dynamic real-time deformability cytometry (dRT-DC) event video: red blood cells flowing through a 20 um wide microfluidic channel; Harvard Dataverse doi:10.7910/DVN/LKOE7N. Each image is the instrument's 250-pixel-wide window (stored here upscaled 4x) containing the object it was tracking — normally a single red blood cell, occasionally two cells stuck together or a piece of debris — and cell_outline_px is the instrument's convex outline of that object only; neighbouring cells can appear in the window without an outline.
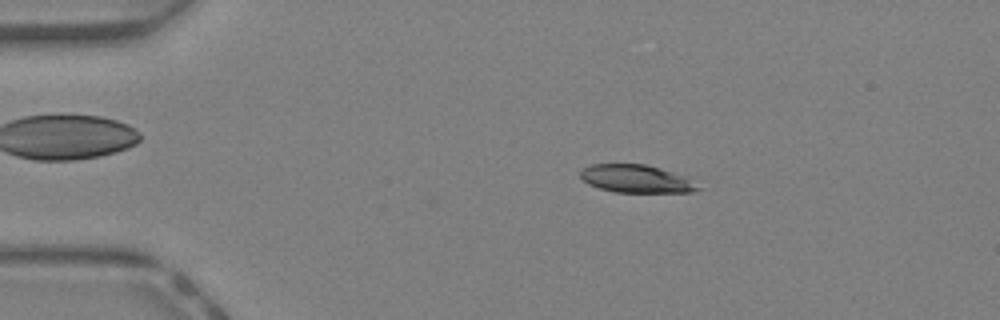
{"species": "Egyptian fruit bat (a non-hibernating species)", "species_latin": "Rousettus aegyptiacus", "temperature_condition": "warm", "stored_images_in_passage": 21, "camera_frame_rate_fps": 3000, "um_per_image_px": 0.085, "animal": {"sex": "female"}, "frame": {"image": 1, "passage_image": 8, "time_ms": 2.333, "image_size_px": [1000, 320], "cell_outline_px": [[704, 188], [692, 192], [616, 192], [600, 188], [588, 184], [580, 176], [580, 172], [584, 168], [592, 164], [644, 164], [660, 168], [684, 176]], "centroid_in_image_um": [54.1, 15.2], "position_along_channel_um": 30.9, "area_um2": 18.96}}
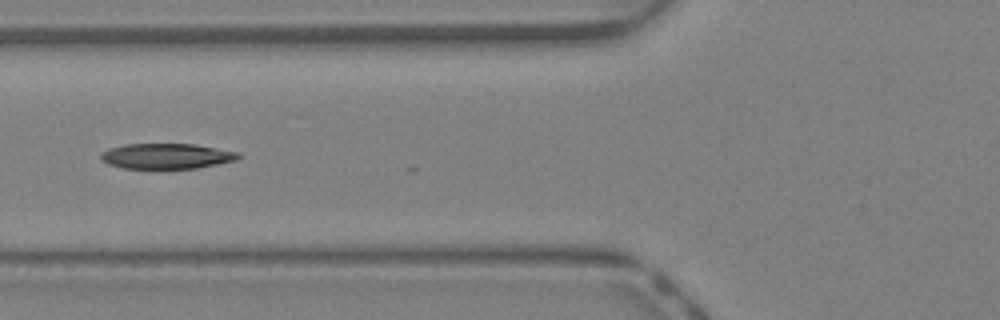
{"frame": {"image": 2, "passage_image": 17, "time_ms": 5.333, "image_size_px": [1000, 320], "cell_outline_px": [[240, 156], [236, 160], [196, 168], [124, 168], [108, 164], [100, 160], [100, 152], [108, 148], [124, 144], [196, 144], [240, 152]], "centroid_in_image_um": [14.12, 13.26], "position_along_channel_um": 111.7, "area_um2": 20.4}}
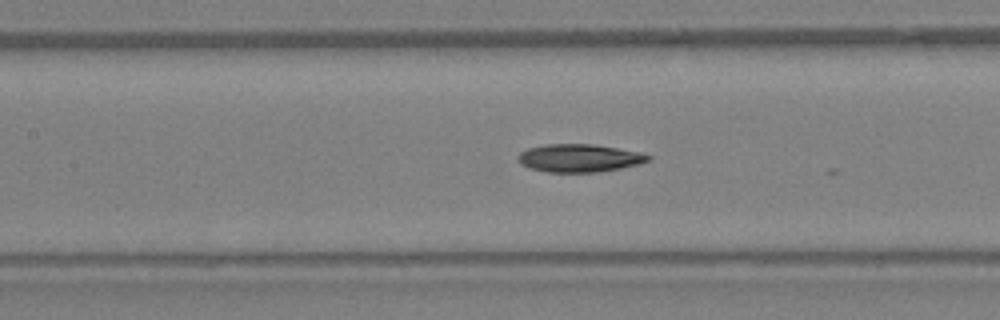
{"frame": {"image": 3, "passage_image": 20, "time_ms": 6.333, "image_size_px": [1000, 320], "cell_outline_px": [[652, 160], [640, 164], [600, 172], [548, 172], [528, 168], [520, 164], [520, 152], [528, 148], [544, 144], [596, 144], [640, 152], [652, 156]], "centroid_in_image_um": [49.29, 13.43], "position_along_channel_um": 158.1, "area_um2": 21.33}}